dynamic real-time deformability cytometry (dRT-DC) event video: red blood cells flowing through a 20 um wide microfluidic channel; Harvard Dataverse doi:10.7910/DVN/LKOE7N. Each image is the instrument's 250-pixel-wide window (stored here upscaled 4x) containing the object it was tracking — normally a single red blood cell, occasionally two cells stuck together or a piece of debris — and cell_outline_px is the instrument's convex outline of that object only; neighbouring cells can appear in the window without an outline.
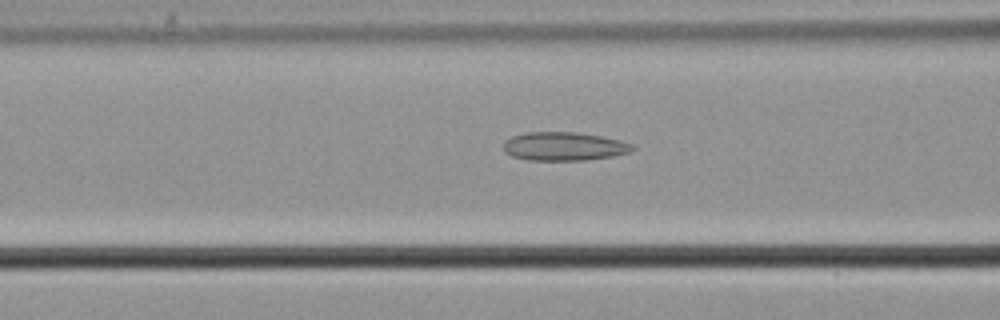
{"species": "common noctule bat (a hibernating species)", "species_latin": "Nyctalus noctula", "temperature_condition": "cold", "stored_images_in_passage": 41, "camera_frame_rate_fps": 3000, "um_per_image_px": 0.085, "animal": {"sex": "male", "body_mass_g": 21.5, "forearm_length_mm": 52.0}, "frame": {"image": 1, "passage_image": 8, "time_ms": 2.333, "image_size_px": [1000, 320], "cell_outline_px": [[636, 148], [628, 152], [612, 156], [584, 160], [528, 160], [512, 156], [504, 152], [504, 140], [512, 136], [524, 132], [576, 132], [600, 136], [632, 144]], "centroid_in_image_um": [47.88, 12.44], "position_along_channel_um": 118.7, "area_um2": 21.33}}
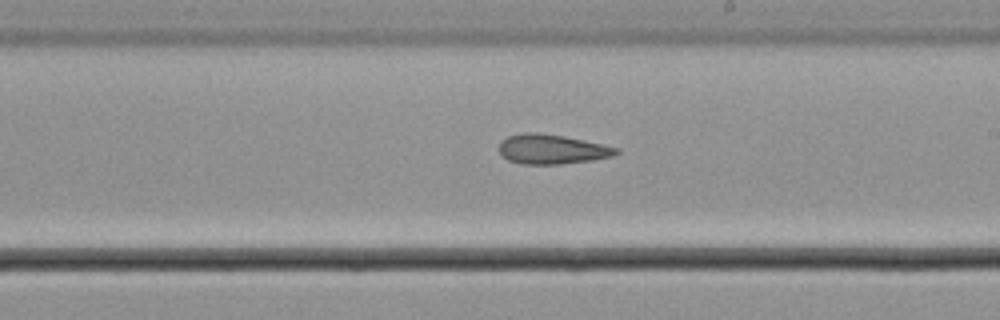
{"frame": {"image": 2, "passage_image": 18, "time_ms": 5.667, "image_size_px": [1000, 320], "cell_outline_px": [[620, 152], [612, 156], [592, 160], [560, 164], [520, 164], [508, 160], [500, 152], [500, 140], [508, 136], [524, 132], [540, 132], [564, 136], [584, 140], [616, 148]], "centroid_in_image_um": [46.87, 12.68], "position_along_channel_um": 242.1, "area_um2": 20.11}}
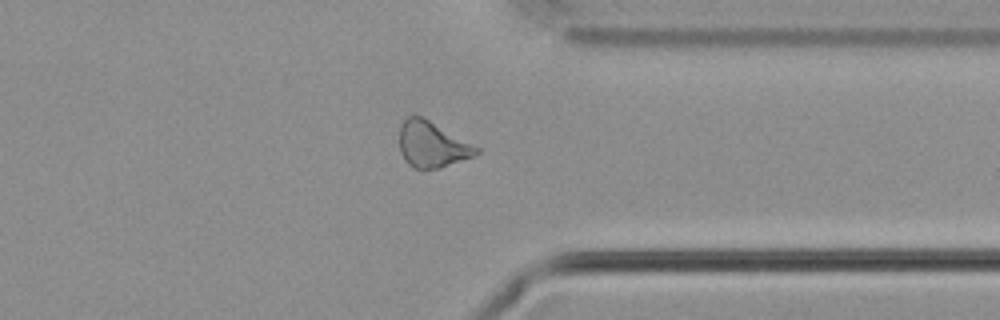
{"frame": {"image": 3, "passage_image": 29, "time_ms": 9.333, "image_size_px": [1000, 320], "cell_outline_px": [[480, 152], [472, 156], [440, 168], [412, 168], [404, 160], [400, 152], [400, 124], [408, 116], [420, 116], [428, 120], [480, 148]], "centroid_in_image_um": [36.69, 12.29], "position_along_channel_um": 374.7, "area_um2": 20.17}, "authors_computed_cell_mechanics": {"area_um2": 20.4612, "velocity_mm_per_s": 3.6981, "shape_relaxation_time_tau1_ms": 7.295, "shape_relaxation_time_tau2_ms": 4.9071, "deformation_change_tau1": 0.1082, "deformation_change_tau2": 0.1308}}